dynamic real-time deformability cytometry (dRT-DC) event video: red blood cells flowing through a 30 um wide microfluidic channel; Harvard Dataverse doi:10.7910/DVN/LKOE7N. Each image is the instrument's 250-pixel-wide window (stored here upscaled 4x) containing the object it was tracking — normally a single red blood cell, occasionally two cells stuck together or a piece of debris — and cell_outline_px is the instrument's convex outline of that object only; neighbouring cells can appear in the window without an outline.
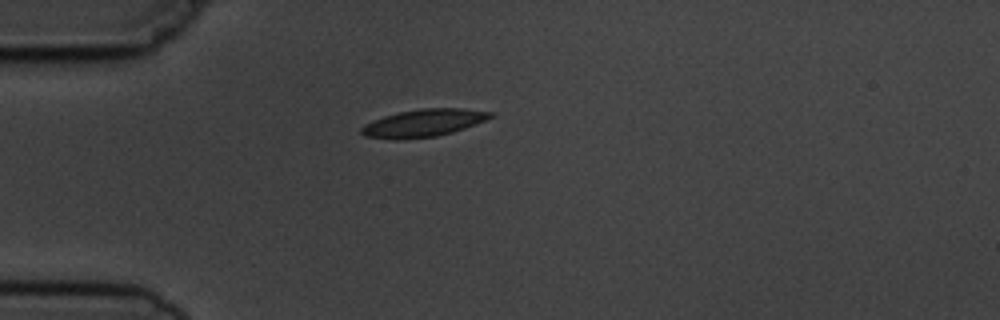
{"species": "common noctule bat (a hibernating species)", "species_latin": "Nyctalus noctula", "temperature_condition": "cold", "stored_images_in_passage": 1, "camera_frame_rate_fps": 3000, "um_per_image_px": 0.085, "animal": {"sex": "male", "body_mass_g": 19.5, "forearm_length_mm": 54.6}, "frame": {"image": 1, "passage_image": 1, "time_ms": 0.0, "image_size_px": [1000, 320], "cell_outline_px": [[496, 116], [476, 124], [452, 132], [436, 136], [396, 140], [364, 136], [360, 132], [360, 128], [364, 124], [372, 120], [384, 116], [400, 112], [420, 108], [464, 108], [496, 112]], "centroid_in_image_um": [36.02, 10.44], "position_along_channel_um": 49.0, "area_um2": 20.92}}